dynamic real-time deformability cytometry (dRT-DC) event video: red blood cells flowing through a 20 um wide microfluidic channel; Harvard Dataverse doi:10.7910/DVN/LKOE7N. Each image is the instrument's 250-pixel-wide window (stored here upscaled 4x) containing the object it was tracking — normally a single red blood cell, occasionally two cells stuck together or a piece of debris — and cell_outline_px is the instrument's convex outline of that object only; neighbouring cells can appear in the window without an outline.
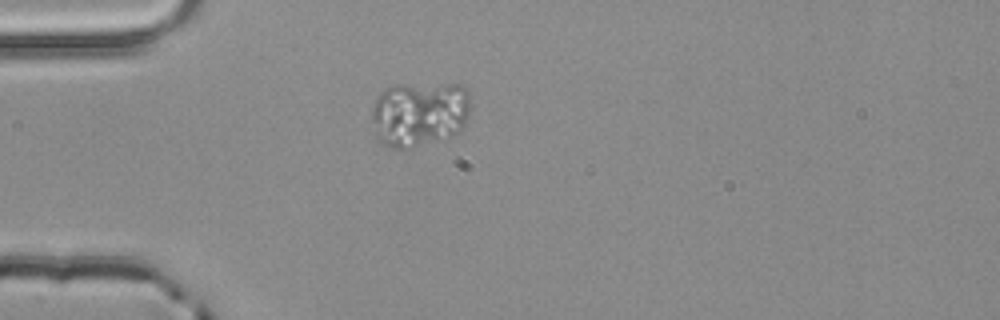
{"species": "common noctule bat (a hibernating species)", "species_latin": "Nyctalus noctula", "temperature_condition": "room temperature", "stored_images_in_passage": 1, "camera_frame_rate_fps": 3000, "um_per_image_px": 0.085, "animal": {"sex": "male", "body_mass_g": 20.4}, "frame": {"image": 1, "passage_image": 1, "time_ms": 0.0, "image_size_px": [1000, 320], "cell_outline_px": [[468, 116], [464, 128], [460, 132], [444, 140], [408, 148], [392, 148], [376, 140], [372, 136], [372, 104], [380, 92], [384, 88], [400, 84], [460, 84], [468, 92]], "centroid_in_image_um": [35.6, 9.69], "position_along_channel_um": 49.4, "area_um2": 38.49}}